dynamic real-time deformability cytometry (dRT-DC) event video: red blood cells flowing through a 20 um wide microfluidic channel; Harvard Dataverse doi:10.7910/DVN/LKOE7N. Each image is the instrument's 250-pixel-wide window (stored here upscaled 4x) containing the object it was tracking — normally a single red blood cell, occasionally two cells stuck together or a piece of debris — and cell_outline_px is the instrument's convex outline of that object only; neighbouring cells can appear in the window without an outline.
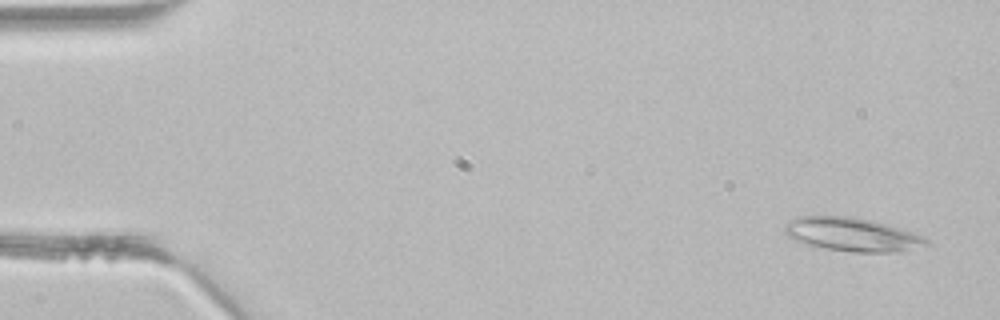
{"species": "common noctule bat (a hibernating species)", "species_latin": "Nyctalus noctula", "temperature_condition": "room temperature", "stored_images_in_passage": 3, "camera_frame_rate_fps": 3000, "um_per_image_px": 0.085, "animal": {"sex": "male", "body_mass_g": 21.5, "forearm_length_mm": 52.0}, "frame": {"image": 1, "passage_image": 1, "time_ms": 0.0, "image_size_px": [1000, 320], "cell_outline_px": [[932, 244], [900, 252], [852, 252], [824, 248], [808, 244], [796, 240], [788, 236], [784, 232], [784, 224], [788, 220], [800, 216], [848, 216], [888, 224], [924, 236]], "centroid_in_image_um": [72.45, 19.93], "position_along_channel_um": 12.5, "area_um2": 27.74}}
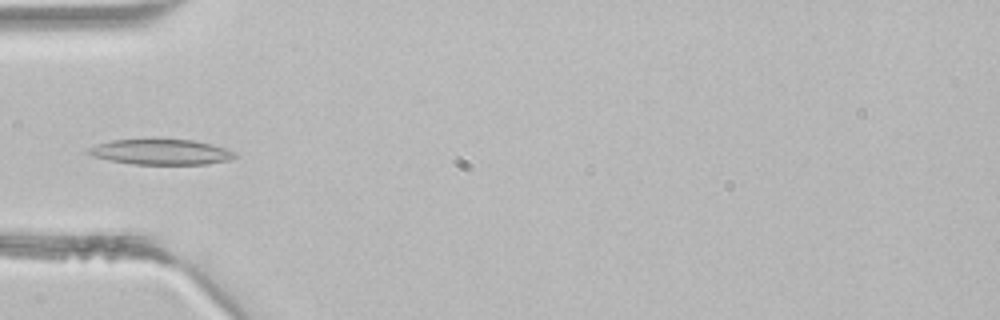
{"frame": {"image": 2, "passage_image": 3, "time_ms": 0.667, "image_size_px": [1000, 320], "cell_outline_px": [[240, 156], [228, 160], [208, 164], [132, 164], [108, 160], [92, 156], [84, 152], [88, 148], [96, 144], [108, 140], [144, 136], [152, 136], [192, 140], [212, 144], [236, 152]], "centroid_in_image_um": [13.61, 12.86], "position_along_channel_um": 71.4, "area_um2": 23.06}}